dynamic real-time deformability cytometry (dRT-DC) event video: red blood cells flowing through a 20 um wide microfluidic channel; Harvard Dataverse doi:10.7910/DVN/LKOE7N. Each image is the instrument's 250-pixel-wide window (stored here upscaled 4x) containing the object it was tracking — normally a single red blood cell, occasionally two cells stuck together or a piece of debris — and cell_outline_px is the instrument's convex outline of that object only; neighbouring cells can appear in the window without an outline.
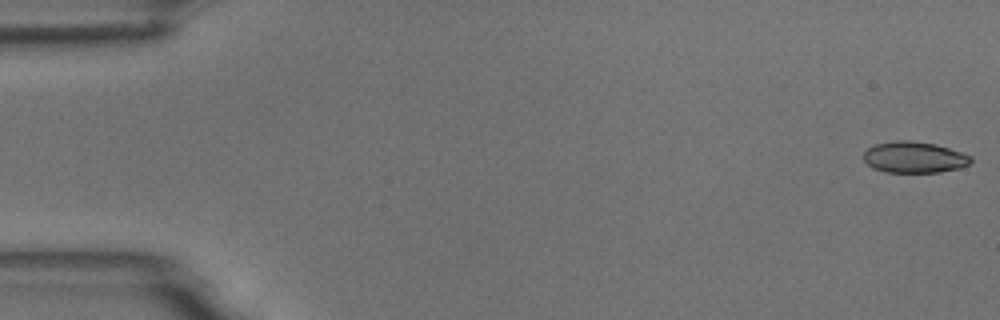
{"species": "common noctule bat (a hibernating species)", "species_latin": "Nyctalus noctula", "temperature_condition": "room temperature", "stored_images_in_passage": 55, "camera_frame_rate_fps": 3000, "um_per_image_px": 0.085, "animal": {"sex": "male", "body_mass_g": 18.8}, "frame": {"image": 1, "passage_image": 1, "time_ms": 0.0, "image_size_px": [1000, 320], "cell_outline_px": [[972, 160], [968, 164], [960, 168], [940, 172], [884, 172], [872, 168], [864, 160], [864, 152], [868, 148], [876, 144], [896, 140], [912, 140], [936, 144], [972, 156]], "centroid_in_image_um": [77.7, 13.37], "position_along_channel_um": 7.3, "area_um2": 19.54}}
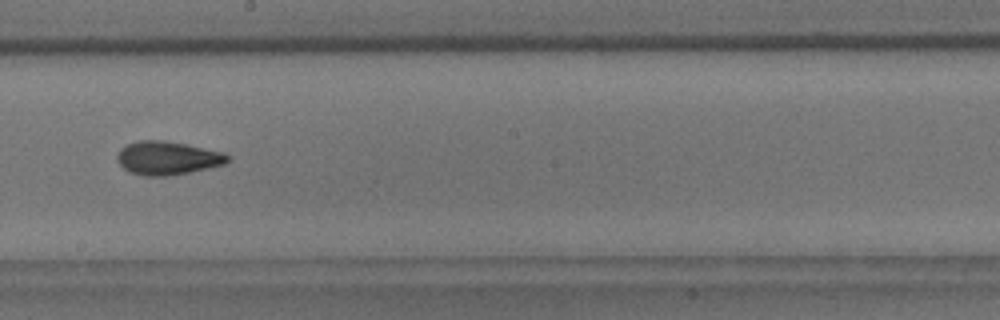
{"frame": {"image": 2, "passage_image": 31, "time_ms": 10.0, "image_size_px": [1000, 320], "cell_outline_px": [[232, 160], [224, 164], [208, 168], [168, 176], [144, 176], [128, 172], [116, 160], [116, 156], [120, 148], [128, 144], [140, 140], [160, 140], [184, 144], [224, 152], [232, 156]], "centroid_in_image_um": [14.24, 13.44], "position_along_channel_um": 234.0, "area_um2": 21.62}}
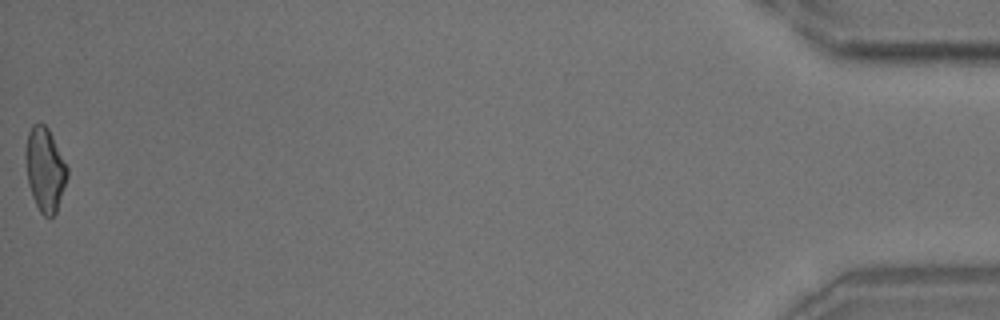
{"frame": {"image": 3, "passage_image": 55, "time_ms": 18.0, "image_size_px": [1000, 320], "cell_outline_px": [[68, 176], [56, 212], [52, 216], [44, 216], [40, 212], [32, 196], [28, 184], [24, 156], [24, 148], [28, 132], [32, 124], [44, 124], [48, 128], [68, 168]], "centroid_in_image_um": [3.8, 14.39], "position_along_channel_um": 431.4, "area_um2": 20.35}, "authors_computed_cell_mechanics": {"area_um2": 20.4612, "velocity_mm_per_s": 3.6938, "shape_relaxation_time_tau1_ms": 9.1356, "shape_relaxation_time_tau2_ms": 3.3931, "deformation_change_tau1": 0.203, "deformation_change_tau2": 0.0988}}